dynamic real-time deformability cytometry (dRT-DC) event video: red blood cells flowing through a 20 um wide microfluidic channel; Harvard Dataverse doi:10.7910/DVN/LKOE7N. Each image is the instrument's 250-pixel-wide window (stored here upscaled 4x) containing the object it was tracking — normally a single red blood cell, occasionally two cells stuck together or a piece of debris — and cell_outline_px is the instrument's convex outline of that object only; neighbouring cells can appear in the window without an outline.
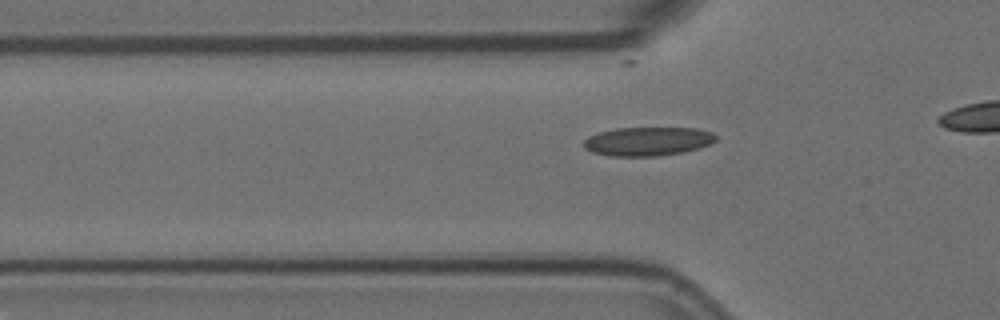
{"species": "Egyptian fruit bat (a non-hibernating species)", "species_latin": "Rousettus aegyptiacus", "temperature_condition": "room temperature", "stored_images_in_passage": 25, "camera_frame_rate_fps": 3000, "um_per_image_px": 0.085, "animal": {"sex": "female"}, "frame": {"image": 1, "passage_image": 15, "time_ms": 4.667, "image_size_px": [1000, 320], "cell_outline_px": [[716, 140], [712, 144], [700, 148], [684, 152], [656, 156], [608, 156], [592, 152], [584, 148], [584, 140], [588, 136], [600, 132], [616, 128], [696, 128], [712, 132], [716, 136]], "centroid_in_image_um": [55.07, 12.02], "position_along_channel_um": 70.7, "area_um2": 22.31}}
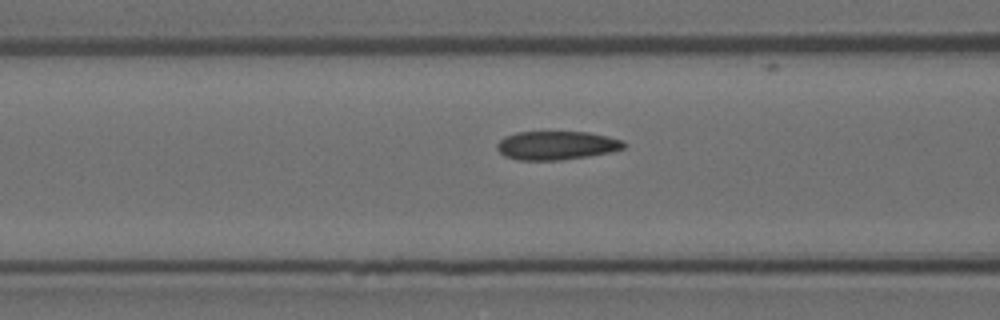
{"frame": {"image": 2, "passage_image": 19, "time_ms": 6.0, "image_size_px": [1000, 320], "cell_outline_px": [[628, 144], [624, 148], [608, 152], [588, 156], [560, 160], [516, 160], [504, 156], [496, 148], [496, 144], [504, 136], [516, 132], [588, 132], [608, 136], [624, 140]], "centroid_in_image_um": [47.3, 12.35], "position_along_channel_um": 119.3, "area_um2": 21.33}}
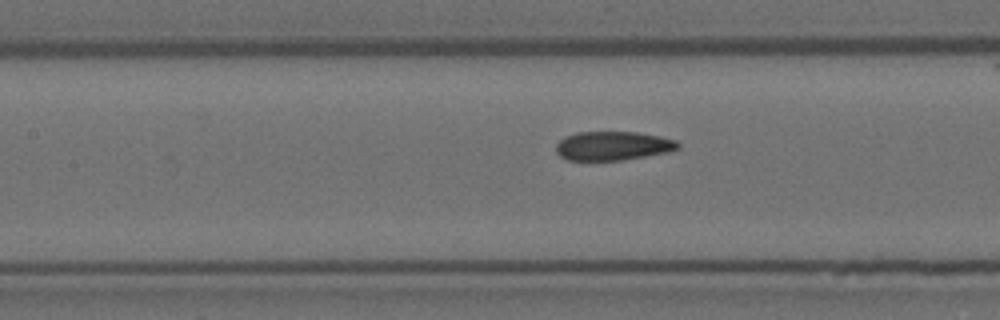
{"frame": {"image": 3, "passage_image": 22, "time_ms": 7.0, "image_size_px": [1000, 320], "cell_outline_px": [[680, 148], [668, 152], [624, 160], [568, 160], [560, 156], [556, 152], [556, 144], [564, 136], [576, 132], [636, 132], [660, 136], [676, 140], [680, 144]], "centroid_in_image_um": [52.1, 12.39], "position_along_channel_um": 155.3, "area_um2": 20.69}}